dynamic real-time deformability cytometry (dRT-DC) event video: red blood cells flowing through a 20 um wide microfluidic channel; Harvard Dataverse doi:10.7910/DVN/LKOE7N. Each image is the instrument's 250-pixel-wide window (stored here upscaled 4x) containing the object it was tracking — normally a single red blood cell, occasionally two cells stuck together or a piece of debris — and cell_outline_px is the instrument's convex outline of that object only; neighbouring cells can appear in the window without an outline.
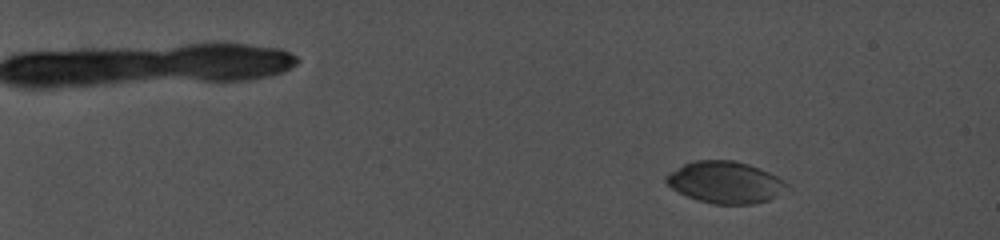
{"species": "common noctule bat (a hibernating species)", "species_latin": "Nyctalus noctula", "temperature_condition": "cold", "stored_images_in_passage": 22, "camera_frame_rate_fps": 5000, "um_per_image_px": 0.085, "animal": {"sex": "female", "body_mass_g": 19.0, "forearm_length_mm": 56.7}, "frame": {"image": 1, "passage_image": 1, "time_ms": 0.0, "image_size_px": [1000, 240], "cell_outline_px": [[788, 184], [768, 200], [752, 204], [712, 204], [688, 196], [672, 188], [664, 180], [672, 172], [684, 164], [700, 160], [728, 160], [744, 164], [768, 172], [776, 176]], "centroid_in_image_um": [61.6, 15.51], "position_along_channel_um": 23.4, "area_um2": 28.21}}
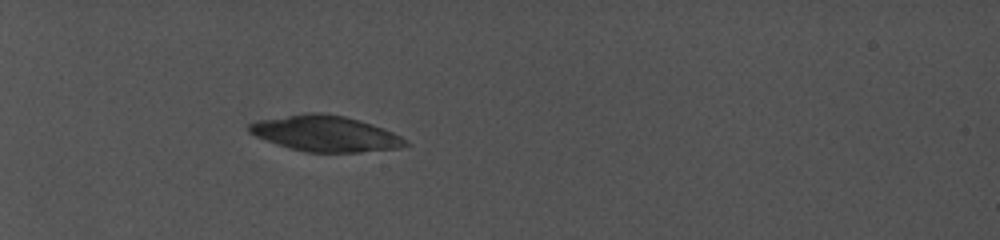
{"frame": {"image": 2, "passage_image": 19, "time_ms": 5.2, "image_size_px": [1000, 240], "cell_outline_px": [[408, 144], [400, 148], [360, 152], [304, 152], [288, 148], [276, 144], [256, 136], [248, 132], [248, 124], [260, 120], [292, 116], [340, 116], [356, 120], [392, 132], [400, 136]], "centroid_in_image_um": [27.65, 11.43], "position_along_channel_um": 57.4, "area_um2": 30.92}}